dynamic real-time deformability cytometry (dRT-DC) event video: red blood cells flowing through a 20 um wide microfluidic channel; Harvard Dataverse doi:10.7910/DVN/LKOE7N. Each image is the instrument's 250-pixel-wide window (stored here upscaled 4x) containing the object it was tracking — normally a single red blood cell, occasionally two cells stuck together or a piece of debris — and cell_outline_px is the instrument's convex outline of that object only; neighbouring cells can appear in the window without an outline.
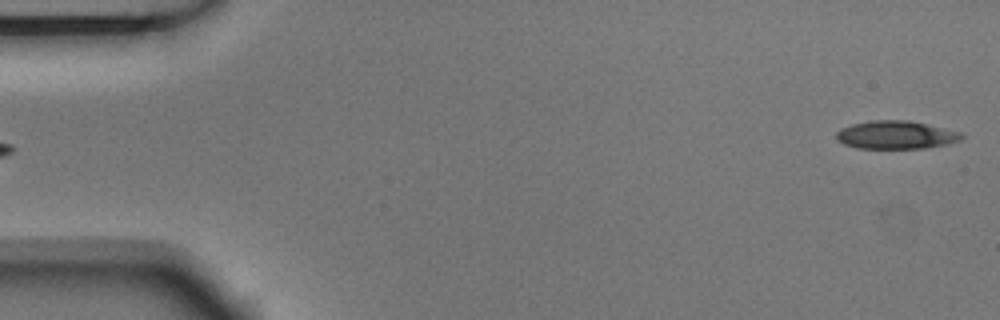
{"species": "Egyptian fruit bat (a non-hibernating species)", "species_latin": "Rousettus aegyptiacus", "temperature_condition": "room temperature", "stored_images_in_passage": 5, "segment_of_instrument_passage": [2, 2], "camera_frame_rate_fps": 3000, "um_per_image_px": 0.085, "animal": {"sex": "male"}, "frame": {"image": 1, "passage_image": 5, "time_ms": 1.333, "image_size_px": [1000, 320], "cell_outline_px": [[964, 136], [960, 140], [948, 144], [924, 148], [856, 148], [844, 144], [836, 140], [836, 132], [840, 128], [852, 124], [872, 120], [908, 120], [960, 132]], "centroid_in_image_um": [76.11, 11.47], "position_along_channel_um": 8.9, "area_um2": 20.46}}